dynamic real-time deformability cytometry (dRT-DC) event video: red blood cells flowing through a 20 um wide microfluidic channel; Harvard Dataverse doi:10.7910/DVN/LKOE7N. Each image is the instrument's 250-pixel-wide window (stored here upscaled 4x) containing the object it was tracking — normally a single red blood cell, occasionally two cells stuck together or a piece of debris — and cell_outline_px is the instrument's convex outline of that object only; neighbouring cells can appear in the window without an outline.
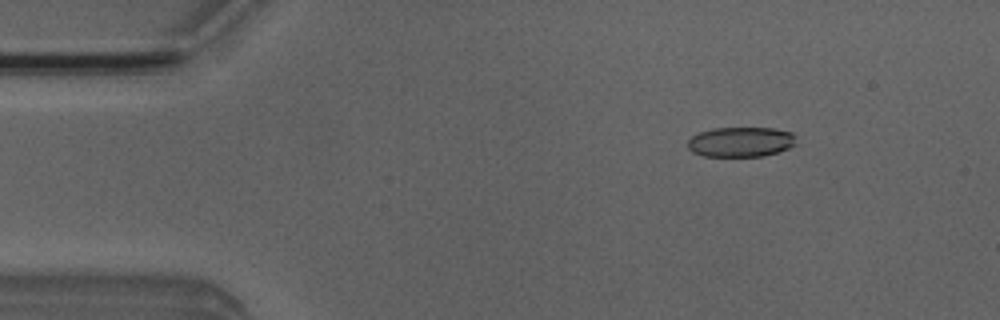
{"species": "Egyptian fruit bat (a non-hibernating species)", "species_latin": "Rousettus aegyptiacus", "temperature_condition": "room temperature", "stored_images_in_passage": 51, "camera_frame_rate_fps": 3000, "um_per_image_px": 0.085, "animal": {"sex": "male"}, "frame": {"image": 1, "passage_image": 7, "time_ms": 2.0, "image_size_px": [1000, 320], "cell_outline_px": [[796, 144], [788, 148], [764, 156], [704, 156], [692, 152], [688, 148], [688, 140], [692, 136], [700, 132], [712, 128], [772, 128], [792, 132], [796, 136]], "centroid_in_image_um": [62.97, 12.06], "position_along_channel_um": 22.0, "area_um2": 18.96}}
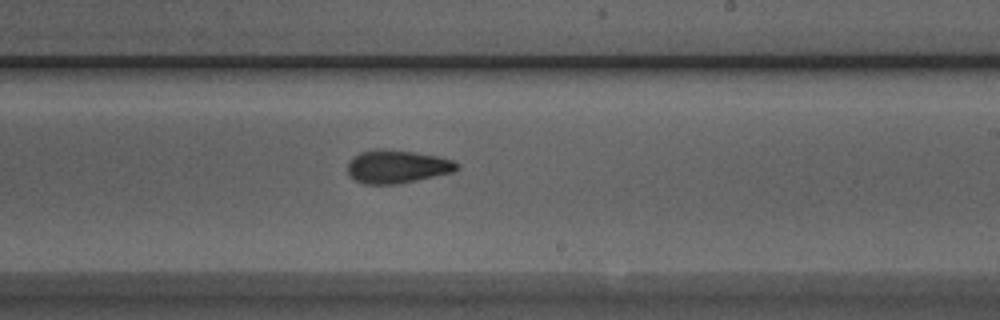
{"frame": {"image": 2, "passage_image": 30, "time_ms": 9.667, "image_size_px": [1000, 320], "cell_outline_px": [[460, 168], [452, 172], [416, 180], [396, 184], [364, 184], [348, 176], [348, 160], [352, 156], [360, 152], [376, 148], [380, 148], [412, 152], [440, 156], [452, 160], [460, 164]], "centroid_in_image_um": [33.72, 14.15], "position_along_channel_um": 255.3, "area_um2": 21.27}}
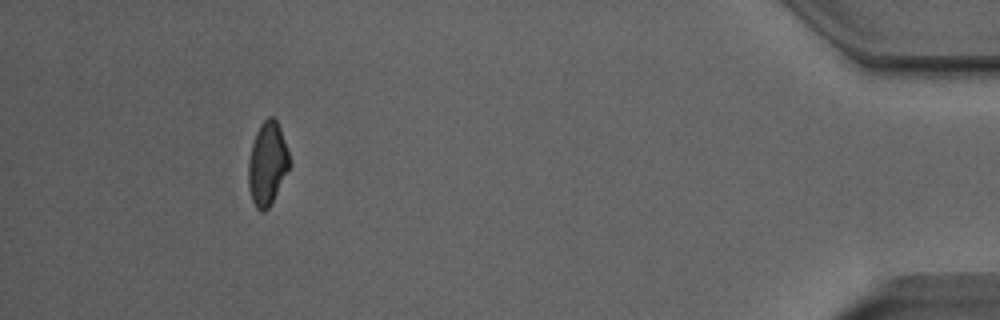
{"frame": {"image": 3, "passage_image": 47, "time_ms": 15.333, "image_size_px": [1000, 320], "cell_outline_px": [[292, 164], [268, 208], [264, 212], [260, 212], [256, 208], [252, 200], [248, 184], [248, 160], [252, 144], [256, 132], [260, 124], [268, 116], [272, 116], [276, 120], [280, 128], [288, 148]], "centroid_in_image_um": [22.74, 13.89], "position_along_channel_um": 412.5, "area_um2": 20.11}, "authors_computed_cell_mechanics": {"area_um2": 20.519, "velocity_mm_per_s": 3.9816, "shape_relaxation_time_tau1_ms": null, "shape_relaxation_time_tau2_ms": 2.668, "deformation_change_tau1": null, "deformation_change_tau2": 0.101}}